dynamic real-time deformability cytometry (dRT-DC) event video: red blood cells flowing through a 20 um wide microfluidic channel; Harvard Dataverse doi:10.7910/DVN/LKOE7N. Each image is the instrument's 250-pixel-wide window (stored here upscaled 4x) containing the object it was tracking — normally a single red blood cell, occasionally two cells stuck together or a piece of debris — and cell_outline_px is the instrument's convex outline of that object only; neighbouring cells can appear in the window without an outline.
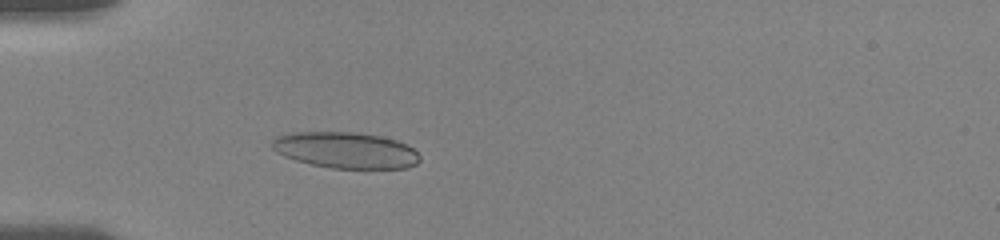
{"species": "human", "species_latin": "Homo sapiens", "temperature_condition": "room temperature", "stored_images_in_passage": 33, "camera_frame_rate_fps": 3000, "um_per_image_px": 0.085, "donor": {"sex": "female"}, "frame": {"image": 1, "passage_image": 4, "time_ms": 1.333, "image_size_px": [1000, 240], "cell_outline_px": [[420, 160], [416, 164], [408, 168], [332, 168], [312, 164], [296, 160], [284, 156], [276, 152], [272, 148], [272, 140], [276, 136], [296, 132], [352, 132], [380, 136], [396, 140], [412, 148], [420, 156]], "centroid_in_image_um": [29.37, 12.77], "position_along_channel_um": 55.6, "area_um2": 30.92}}
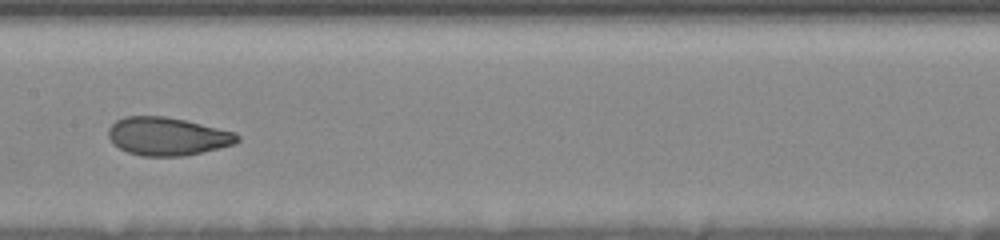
{"frame": {"image": 2, "passage_image": 13, "time_ms": 5.333, "image_size_px": [1000, 240], "cell_outline_px": [[240, 140], [236, 144], [220, 148], [184, 156], [144, 156], [128, 152], [112, 144], [108, 136], [108, 128], [116, 120], [124, 116], [164, 116], [184, 120], [236, 132], [240, 136]], "centroid_in_image_um": [14.24, 11.59], "position_along_channel_um": 193.2, "area_um2": 28.78}}
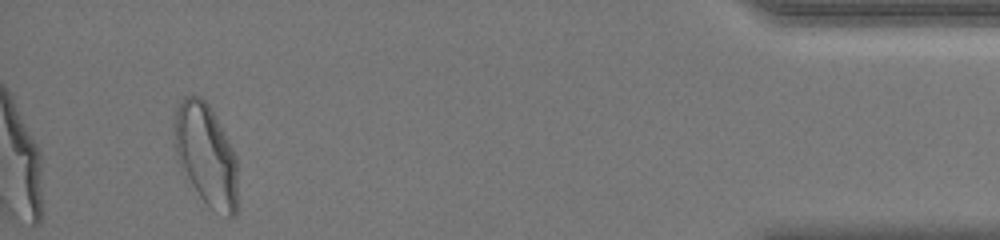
{"frame": {"image": 3, "passage_image": 30, "time_ms": 13.0, "image_size_px": [1000, 240], "cell_outline_px": [[236, 216], [228, 216], [212, 208], [200, 196], [176, 156], [176, 108], [180, 100], [184, 96], [200, 96], [212, 108], [236, 156]], "centroid_in_image_um": [17.54, 13.11], "position_along_channel_um": 417.7, "area_um2": 36.36}, "authors_computed_cell_mechanics": {"area_um2": 30.634, "velocity_mm_per_s": 3.693, "shape_relaxation_time_tau1_ms": null, "shape_relaxation_time_tau2_ms": 1.1206, "deformation_change_tau1": null, "deformation_change_tau2": 0.0697}}